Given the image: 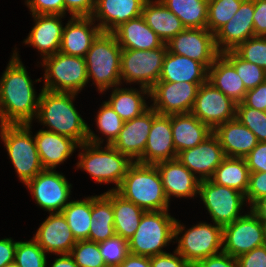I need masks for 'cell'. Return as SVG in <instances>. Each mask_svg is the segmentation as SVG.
Returning a JSON list of instances; mask_svg holds the SVG:
<instances>
[{
	"instance_id": "obj_1",
	"label": "cell",
	"mask_w": 266,
	"mask_h": 267,
	"mask_svg": "<svg viewBox=\"0 0 266 267\" xmlns=\"http://www.w3.org/2000/svg\"><path fill=\"white\" fill-rule=\"evenodd\" d=\"M0 79V108L7 124L32 123L38 113L37 97L26 67L14 50Z\"/></svg>"
},
{
	"instance_id": "obj_2",
	"label": "cell",
	"mask_w": 266,
	"mask_h": 267,
	"mask_svg": "<svg viewBox=\"0 0 266 267\" xmlns=\"http://www.w3.org/2000/svg\"><path fill=\"white\" fill-rule=\"evenodd\" d=\"M77 94L41 89L36 118L49 132L65 135L79 144L87 142L88 125L74 107Z\"/></svg>"
},
{
	"instance_id": "obj_3",
	"label": "cell",
	"mask_w": 266,
	"mask_h": 267,
	"mask_svg": "<svg viewBox=\"0 0 266 267\" xmlns=\"http://www.w3.org/2000/svg\"><path fill=\"white\" fill-rule=\"evenodd\" d=\"M103 141L88 126V139L79 145L82 151L78 155L80 159L76 166L89 173L97 183L115 184V188L110 190H116L134 161L112 145L101 147Z\"/></svg>"
},
{
	"instance_id": "obj_4",
	"label": "cell",
	"mask_w": 266,
	"mask_h": 267,
	"mask_svg": "<svg viewBox=\"0 0 266 267\" xmlns=\"http://www.w3.org/2000/svg\"><path fill=\"white\" fill-rule=\"evenodd\" d=\"M115 191L145 211L169 209L170 203L156 165L134 162Z\"/></svg>"
},
{
	"instance_id": "obj_5",
	"label": "cell",
	"mask_w": 266,
	"mask_h": 267,
	"mask_svg": "<svg viewBox=\"0 0 266 267\" xmlns=\"http://www.w3.org/2000/svg\"><path fill=\"white\" fill-rule=\"evenodd\" d=\"M121 53L115 35L103 31L88 50L85 56L88 81L93 80L99 93L121 86Z\"/></svg>"
},
{
	"instance_id": "obj_6",
	"label": "cell",
	"mask_w": 266,
	"mask_h": 267,
	"mask_svg": "<svg viewBox=\"0 0 266 267\" xmlns=\"http://www.w3.org/2000/svg\"><path fill=\"white\" fill-rule=\"evenodd\" d=\"M175 222L168 210L145 211L135 234L128 240L129 253L145 257L166 253L175 238Z\"/></svg>"
},
{
	"instance_id": "obj_7",
	"label": "cell",
	"mask_w": 266,
	"mask_h": 267,
	"mask_svg": "<svg viewBox=\"0 0 266 267\" xmlns=\"http://www.w3.org/2000/svg\"><path fill=\"white\" fill-rule=\"evenodd\" d=\"M31 124H8L0 134L15 172L23 184L44 170L35 139L31 135Z\"/></svg>"
},
{
	"instance_id": "obj_8",
	"label": "cell",
	"mask_w": 266,
	"mask_h": 267,
	"mask_svg": "<svg viewBox=\"0 0 266 267\" xmlns=\"http://www.w3.org/2000/svg\"><path fill=\"white\" fill-rule=\"evenodd\" d=\"M185 228L186 227L181 225L176 219L174 240L178 239V246L175 250L191 266L199 260L223 252V227L221 225L200 222L189 229L185 230ZM183 231L185 232L184 234H182ZM180 234H182V237L178 238Z\"/></svg>"
},
{
	"instance_id": "obj_9",
	"label": "cell",
	"mask_w": 266,
	"mask_h": 267,
	"mask_svg": "<svg viewBox=\"0 0 266 267\" xmlns=\"http://www.w3.org/2000/svg\"><path fill=\"white\" fill-rule=\"evenodd\" d=\"M41 64L45 68L42 89L77 94L89 82L83 57L57 52L44 58Z\"/></svg>"
},
{
	"instance_id": "obj_10",
	"label": "cell",
	"mask_w": 266,
	"mask_h": 267,
	"mask_svg": "<svg viewBox=\"0 0 266 267\" xmlns=\"http://www.w3.org/2000/svg\"><path fill=\"white\" fill-rule=\"evenodd\" d=\"M166 53L167 47L152 50L122 49L121 82H137L136 84L150 90L159 81Z\"/></svg>"
},
{
	"instance_id": "obj_11",
	"label": "cell",
	"mask_w": 266,
	"mask_h": 267,
	"mask_svg": "<svg viewBox=\"0 0 266 267\" xmlns=\"http://www.w3.org/2000/svg\"><path fill=\"white\" fill-rule=\"evenodd\" d=\"M198 195L215 224L223 227L242 216L240 210L246 198L236 189L218 185L211 179L202 180L199 183Z\"/></svg>"
},
{
	"instance_id": "obj_12",
	"label": "cell",
	"mask_w": 266,
	"mask_h": 267,
	"mask_svg": "<svg viewBox=\"0 0 266 267\" xmlns=\"http://www.w3.org/2000/svg\"><path fill=\"white\" fill-rule=\"evenodd\" d=\"M25 185L37 205L49 213L62 212L70 202L72 185L56 170L44 169Z\"/></svg>"
},
{
	"instance_id": "obj_13",
	"label": "cell",
	"mask_w": 266,
	"mask_h": 267,
	"mask_svg": "<svg viewBox=\"0 0 266 267\" xmlns=\"http://www.w3.org/2000/svg\"><path fill=\"white\" fill-rule=\"evenodd\" d=\"M222 245L223 252L235 258L264 245L263 226L258 216L250 209L233 223L223 226Z\"/></svg>"
},
{
	"instance_id": "obj_14",
	"label": "cell",
	"mask_w": 266,
	"mask_h": 267,
	"mask_svg": "<svg viewBox=\"0 0 266 267\" xmlns=\"http://www.w3.org/2000/svg\"><path fill=\"white\" fill-rule=\"evenodd\" d=\"M236 107L237 103L207 81L199 86L190 113L214 130L236 118Z\"/></svg>"
},
{
	"instance_id": "obj_15",
	"label": "cell",
	"mask_w": 266,
	"mask_h": 267,
	"mask_svg": "<svg viewBox=\"0 0 266 267\" xmlns=\"http://www.w3.org/2000/svg\"><path fill=\"white\" fill-rule=\"evenodd\" d=\"M201 83L158 81L150 89V105L158 114H187L191 112Z\"/></svg>"
},
{
	"instance_id": "obj_16",
	"label": "cell",
	"mask_w": 266,
	"mask_h": 267,
	"mask_svg": "<svg viewBox=\"0 0 266 267\" xmlns=\"http://www.w3.org/2000/svg\"><path fill=\"white\" fill-rule=\"evenodd\" d=\"M170 53L197 60L209 68L220 54L214 34L207 28H185L166 43Z\"/></svg>"
},
{
	"instance_id": "obj_17",
	"label": "cell",
	"mask_w": 266,
	"mask_h": 267,
	"mask_svg": "<svg viewBox=\"0 0 266 267\" xmlns=\"http://www.w3.org/2000/svg\"><path fill=\"white\" fill-rule=\"evenodd\" d=\"M225 157L223 148L214 134L197 146L177 154V159L200 181L211 179Z\"/></svg>"
},
{
	"instance_id": "obj_18",
	"label": "cell",
	"mask_w": 266,
	"mask_h": 267,
	"mask_svg": "<svg viewBox=\"0 0 266 267\" xmlns=\"http://www.w3.org/2000/svg\"><path fill=\"white\" fill-rule=\"evenodd\" d=\"M177 158L171 128V115L158 114L153 109V123L143 155L136 161L155 165L161 161Z\"/></svg>"
},
{
	"instance_id": "obj_19",
	"label": "cell",
	"mask_w": 266,
	"mask_h": 267,
	"mask_svg": "<svg viewBox=\"0 0 266 267\" xmlns=\"http://www.w3.org/2000/svg\"><path fill=\"white\" fill-rule=\"evenodd\" d=\"M253 15L254 0H244L234 16L214 34L219 53L235 50L255 36Z\"/></svg>"
},
{
	"instance_id": "obj_20",
	"label": "cell",
	"mask_w": 266,
	"mask_h": 267,
	"mask_svg": "<svg viewBox=\"0 0 266 267\" xmlns=\"http://www.w3.org/2000/svg\"><path fill=\"white\" fill-rule=\"evenodd\" d=\"M33 239L46 253L70 254L76 244L62 212L50 213L36 231Z\"/></svg>"
},
{
	"instance_id": "obj_21",
	"label": "cell",
	"mask_w": 266,
	"mask_h": 267,
	"mask_svg": "<svg viewBox=\"0 0 266 267\" xmlns=\"http://www.w3.org/2000/svg\"><path fill=\"white\" fill-rule=\"evenodd\" d=\"M152 123L153 108L150 106L140 116L124 121L112 146L136 162L144 153Z\"/></svg>"
},
{
	"instance_id": "obj_22",
	"label": "cell",
	"mask_w": 266,
	"mask_h": 267,
	"mask_svg": "<svg viewBox=\"0 0 266 267\" xmlns=\"http://www.w3.org/2000/svg\"><path fill=\"white\" fill-rule=\"evenodd\" d=\"M35 25L24 39V43L35 47L44 59L59 52L64 15L32 14Z\"/></svg>"
},
{
	"instance_id": "obj_23",
	"label": "cell",
	"mask_w": 266,
	"mask_h": 267,
	"mask_svg": "<svg viewBox=\"0 0 266 267\" xmlns=\"http://www.w3.org/2000/svg\"><path fill=\"white\" fill-rule=\"evenodd\" d=\"M162 178L168 201L171 196L189 198L198 195L200 180L177 158L155 164Z\"/></svg>"
},
{
	"instance_id": "obj_24",
	"label": "cell",
	"mask_w": 266,
	"mask_h": 267,
	"mask_svg": "<svg viewBox=\"0 0 266 267\" xmlns=\"http://www.w3.org/2000/svg\"><path fill=\"white\" fill-rule=\"evenodd\" d=\"M94 23L92 17H71L63 28L59 52L85 58L93 41L102 32Z\"/></svg>"
},
{
	"instance_id": "obj_25",
	"label": "cell",
	"mask_w": 266,
	"mask_h": 267,
	"mask_svg": "<svg viewBox=\"0 0 266 267\" xmlns=\"http://www.w3.org/2000/svg\"><path fill=\"white\" fill-rule=\"evenodd\" d=\"M146 0H96L93 20L103 32H113L121 24L142 15Z\"/></svg>"
},
{
	"instance_id": "obj_26",
	"label": "cell",
	"mask_w": 266,
	"mask_h": 267,
	"mask_svg": "<svg viewBox=\"0 0 266 267\" xmlns=\"http://www.w3.org/2000/svg\"><path fill=\"white\" fill-rule=\"evenodd\" d=\"M39 158L44 169L55 168L67 160L79 143L65 135L39 130L34 136Z\"/></svg>"
},
{
	"instance_id": "obj_27",
	"label": "cell",
	"mask_w": 266,
	"mask_h": 267,
	"mask_svg": "<svg viewBox=\"0 0 266 267\" xmlns=\"http://www.w3.org/2000/svg\"><path fill=\"white\" fill-rule=\"evenodd\" d=\"M227 157L245 158L257 145L256 136L236 118L213 130Z\"/></svg>"
},
{
	"instance_id": "obj_28",
	"label": "cell",
	"mask_w": 266,
	"mask_h": 267,
	"mask_svg": "<svg viewBox=\"0 0 266 267\" xmlns=\"http://www.w3.org/2000/svg\"><path fill=\"white\" fill-rule=\"evenodd\" d=\"M159 81L204 84L208 81V68L197 60L167 50Z\"/></svg>"
},
{
	"instance_id": "obj_29",
	"label": "cell",
	"mask_w": 266,
	"mask_h": 267,
	"mask_svg": "<svg viewBox=\"0 0 266 267\" xmlns=\"http://www.w3.org/2000/svg\"><path fill=\"white\" fill-rule=\"evenodd\" d=\"M112 33L122 49L152 50L167 47L142 16L121 24Z\"/></svg>"
},
{
	"instance_id": "obj_30",
	"label": "cell",
	"mask_w": 266,
	"mask_h": 267,
	"mask_svg": "<svg viewBox=\"0 0 266 267\" xmlns=\"http://www.w3.org/2000/svg\"><path fill=\"white\" fill-rule=\"evenodd\" d=\"M171 128L177 154L193 148L213 134V130L191 113L172 114Z\"/></svg>"
},
{
	"instance_id": "obj_31",
	"label": "cell",
	"mask_w": 266,
	"mask_h": 267,
	"mask_svg": "<svg viewBox=\"0 0 266 267\" xmlns=\"http://www.w3.org/2000/svg\"><path fill=\"white\" fill-rule=\"evenodd\" d=\"M141 16L164 44L185 29L181 20L161 0H146Z\"/></svg>"
},
{
	"instance_id": "obj_32",
	"label": "cell",
	"mask_w": 266,
	"mask_h": 267,
	"mask_svg": "<svg viewBox=\"0 0 266 267\" xmlns=\"http://www.w3.org/2000/svg\"><path fill=\"white\" fill-rule=\"evenodd\" d=\"M208 81L237 104L247 92L234 66L221 53L208 68Z\"/></svg>"
},
{
	"instance_id": "obj_33",
	"label": "cell",
	"mask_w": 266,
	"mask_h": 267,
	"mask_svg": "<svg viewBox=\"0 0 266 267\" xmlns=\"http://www.w3.org/2000/svg\"><path fill=\"white\" fill-rule=\"evenodd\" d=\"M103 194L112 202L115 234L128 241L135 234L145 210L124 199L115 190Z\"/></svg>"
},
{
	"instance_id": "obj_34",
	"label": "cell",
	"mask_w": 266,
	"mask_h": 267,
	"mask_svg": "<svg viewBox=\"0 0 266 267\" xmlns=\"http://www.w3.org/2000/svg\"><path fill=\"white\" fill-rule=\"evenodd\" d=\"M119 88L114 87L110 99L106 101L123 121L132 120L145 112L149 106L146 103L145 95L150 97V90L145 87Z\"/></svg>"
},
{
	"instance_id": "obj_35",
	"label": "cell",
	"mask_w": 266,
	"mask_h": 267,
	"mask_svg": "<svg viewBox=\"0 0 266 267\" xmlns=\"http://www.w3.org/2000/svg\"><path fill=\"white\" fill-rule=\"evenodd\" d=\"M91 220L89 241L99 243L116 235L112 202L104 194L91 196Z\"/></svg>"
},
{
	"instance_id": "obj_36",
	"label": "cell",
	"mask_w": 266,
	"mask_h": 267,
	"mask_svg": "<svg viewBox=\"0 0 266 267\" xmlns=\"http://www.w3.org/2000/svg\"><path fill=\"white\" fill-rule=\"evenodd\" d=\"M249 169L244 158L225 157L216 168L211 180L221 186L230 187L246 194Z\"/></svg>"
},
{
	"instance_id": "obj_37",
	"label": "cell",
	"mask_w": 266,
	"mask_h": 267,
	"mask_svg": "<svg viewBox=\"0 0 266 267\" xmlns=\"http://www.w3.org/2000/svg\"><path fill=\"white\" fill-rule=\"evenodd\" d=\"M185 28H206L208 0H161Z\"/></svg>"
},
{
	"instance_id": "obj_38",
	"label": "cell",
	"mask_w": 266,
	"mask_h": 267,
	"mask_svg": "<svg viewBox=\"0 0 266 267\" xmlns=\"http://www.w3.org/2000/svg\"><path fill=\"white\" fill-rule=\"evenodd\" d=\"M76 241L89 240L91 220V197L71 200L62 210Z\"/></svg>"
},
{
	"instance_id": "obj_39",
	"label": "cell",
	"mask_w": 266,
	"mask_h": 267,
	"mask_svg": "<svg viewBox=\"0 0 266 267\" xmlns=\"http://www.w3.org/2000/svg\"><path fill=\"white\" fill-rule=\"evenodd\" d=\"M221 54L234 66L247 91L266 81L265 69L242 59L234 50Z\"/></svg>"
},
{
	"instance_id": "obj_40",
	"label": "cell",
	"mask_w": 266,
	"mask_h": 267,
	"mask_svg": "<svg viewBox=\"0 0 266 267\" xmlns=\"http://www.w3.org/2000/svg\"><path fill=\"white\" fill-rule=\"evenodd\" d=\"M244 0H208L207 29L215 34L238 11Z\"/></svg>"
},
{
	"instance_id": "obj_41",
	"label": "cell",
	"mask_w": 266,
	"mask_h": 267,
	"mask_svg": "<svg viewBox=\"0 0 266 267\" xmlns=\"http://www.w3.org/2000/svg\"><path fill=\"white\" fill-rule=\"evenodd\" d=\"M95 117L100 133L106 136V145H112L119 136L124 121L106 101L103 102Z\"/></svg>"
},
{
	"instance_id": "obj_42",
	"label": "cell",
	"mask_w": 266,
	"mask_h": 267,
	"mask_svg": "<svg viewBox=\"0 0 266 267\" xmlns=\"http://www.w3.org/2000/svg\"><path fill=\"white\" fill-rule=\"evenodd\" d=\"M236 119L245 125L257 138L258 142H266V111L237 104Z\"/></svg>"
},
{
	"instance_id": "obj_43",
	"label": "cell",
	"mask_w": 266,
	"mask_h": 267,
	"mask_svg": "<svg viewBox=\"0 0 266 267\" xmlns=\"http://www.w3.org/2000/svg\"><path fill=\"white\" fill-rule=\"evenodd\" d=\"M46 252L32 238L29 241H17L14 261L20 267H46Z\"/></svg>"
},
{
	"instance_id": "obj_44",
	"label": "cell",
	"mask_w": 266,
	"mask_h": 267,
	"mask_svg": "<svg viewBox=\"0 0 266 267\" xmlns=\"http://www.w3.org/2000/svg\"><path fill=\"white\" fill-rule=\"evenodd\" d=\"M70 255L79 267H107L97 242L79 240L72 247Z\"/></svg>"
},
{
	"instance_id": "obj_45",
	"label": "cell",
	"mask_w": 266,
	"mask_h": 267,
	"mask_svg": "<svg viewBox=\"0 0 266 267\" xmlns=\"http://www.w3.org/2000/svg\"><path fill=\"white\" fill-rule=\"evenodd\" d=\"M99 250L107 267H118L130 254L128 241L117 235L99 242Z\"/></svg>"
},
{
	"instance_id": "obj_46",
	"label": "cell",
	"mask_w": 266,
	"mask_h": 267,
	"mask_svg": "<svg viewBox=\"0 0 266 267\" xmlns=\"http://www.w3.org/2000/svg\"><path fill=\"white\" fill-rule=\"evenodd\" d=\"M242 59L266 70V36H253L234 50Z\"/></svg>"
},
{
	"instance_id": "obj_47",
	"label": "cell",
	"mask_w": 266,
	"mask_h": 267,
	"mask_svg": "<svg viewBox=\"0 0 266 267\" xmlns=\"http://www.w3.org/2000/svg\"><path fill=\"white\" fill-rule=\"evenodd\" d=\"M266 197V172H250L248 188L245 194L250 208L260 199Z\"/></svg>"
},
{
	"instance_id": "obj_48",
	"label": "cell",
	"mask_w": 266,
	"mask_h": 267,
	"mask_svg": "<svg viewBox=\"0 0 266 267\" xmlns=\"http://www.w3.org/2000/svg\"><path fill=\"white\" fill-rule=\"evenodd\" d=\"M32 14H52L65 16L64 0H26Z\"/></svg>"
},
{
	"instance_id": "obj_49",
	"label": "cell",
	"mask_w": 266,
	"mask_h": 267,
	"mask_svg": "<svg viewBox=\"0 0 266 267\" xmlns=\"http://www.w3.org/2000/svg\"><path fill=\"white\" fill-rule=\"evenodd\" d=\"M244 159L249 172H266V142H258Z\"/></svg>"
},
{
	"instance_id": "obj_50",
	"label": "cell",
	"mask_w": 266,
	"mask_h": 267,
	"mask_svg": "<svg viewBox=\"0 0 266 267\" xmlns=\"http://www.w3.org/2000/svg\"><path fill=\"white\" fill-rule=\"evenodd\" d=\"M236 259L238 267H266V245L256 247Z\"/></svg>"
},
{
	"instance_id": "obj_51",
	"label": "cell",
	"mask_w": 266,
	"mask_h": 267,
	"mask_svg": "<svg viewBox=\"0 0 266 267\" xmlns=\"http://www.w3.org/2000/svg\"><path fill=\"white\" fill-rule=\"evenodd\" d=\"M242 103L250 108L266 111V81L248 90Z\"/></svg>"
},
{
	"instance_id": "obj_52",
	"label": "cell",
	"mask_w": 266,
	"mask_h": 267,
	"mask_svg": "<svg viewBox=\"0 0 266 267\" xmlns=\"http://www.w3.org/2000/svg\"><path fill=\"white\" fill-rule=\"evenodd\" d=\"M64 4L71 17H91L96 0H64Z\"/></svg>"
},
{
	"instance_id": "obj_53",
	"label": "cell",
	"mask_w": 266,
	"mask_h": 267,
	"mask_svg": "<svg viewBox=\"0 0 266 267\" xmlns=\"http://www.w3.org/2000/svg\"><path fill=\"white\" fill-rule=\"evenodd\" d=\"M151 267H192L176 250L150 257Z\"/></svg>"
},
{
	"instance_id": "obj_54",
	"label": "cell",
	"mask_w": 266,
	"mask_h": 267,
	"mask_svg": "<svg viewBox=\"0 0 266 267\" xmlns=\"http://www.w3.org/2000/svg\"><path fill=\"white\" fill-rule=\"evenodd\" d=\"M192 267H238L237 259L224 252L199 260Z\"/></svg>"
},
{
	"instance_id": "obj_55",
	"label": "cell",
	"mask_w": 266,
	"mask_h": 267,
	"mask_svg": "<svg viewBox=\"0 0 266 267\" xmlns=\"http://www.w3.org/2000/svg\"><path fill=\"white\" fill-rule=\"evenodd\" d=\"M253 25L255 36H266V0H254Z\"/></svg>"
},
{
	"instance_id": "obj_56",
	"label": "cell",
	"mask_w": 266,
	"mask_h": 267,
	"mask_svg": "<svg viewBox=\"0 0 266 267\" xmlns=\"http://www.w3.org/2000/svg\"><path fill=\"white\" fill-rule=\"evenodd\" d=\"M17 242L11 238L0 239V267L14 262Z\"/></svg>"
},
{
	"instance_id": "obj_57",
	"label": "cell",
	"mask_w": 266,
	"mask_h": 267,
	"mask_svg": "<svg viewBox=\"0 0 266 267\" xmlns=\"http://www.w3.org/2000/svg\"><path fill=\"white\" fill-rule=\"evenodd\" d=\"M118 267H151L150 257L129 254Z\"/></svg>"
},
{
	"instance_id": "obj_58",
	"label": "cell",
	"mask_w": 266,
	"mask_h": 267,
	"mask_svg": "<svg viewBox=\"0 0 266 267\" xmlns=\"http://www.w3.org/2000/svg\"><path fill=\"white\" fill-rule=\"evenodd\" d=\"M51 267H79L70 254H59Z\"/></svg>"
},
{
	"instance_id": "obj_59",
	"label": "cell",
	"mask_w": 266,
	"mask_h": 267,
	"mask_svg": "<svg viewBox=\"0 0 266 267\" xmlns=\"http://www.w3.org/2000/svg\"><path fill=\"white\" fill-rule=\"evenodd\" d=\"M251 210L258 216L261 222H266V197L257 201Z\"/></svg>"
},
{
	"instance_id": "obj_60",
	"label": "cell",
	"mask_w": 266,
	"mask_h": 267,
	"mask_svg": "<svg viewBox=\"0 0 266 267\" xmlns=\"http://www.w3.org/2000/svg\"><path fill=\"white\" fill-rule=\"evenodd\" d=\"M8 124L6 123V121L3 118L2 112H1V108H0V134L3 132L4 128L7 126Z\"/></svg>"
},
{
	"instance_id": "obj_61",
	"label": "cell",
	"mask_w": 266,
	"mask_h": 267,
	"mask_svg": "<svg viewBox=\"0 0 266 267\" xmlns=\"http://www.w3.org/2000/svg\"><path fill=\"white\" fill-rule=\"evenodd\" d=\"M262 226H263L264 245H266V222H262Z\"/></svg>"
},
{
	"instance_id": "obj_62",
	"label": "cell",
	"mask_w": 266,
	"mask_h": 267,
	"mask_svg": "<svg viewBox=\"0 0 266 267\" xmlns=\"http://www.w3.org/2000/svg\"><path fill=\"white\" fill-rule=\"evenodd\" d=\"M4 267H20L15 261L5 265Z\"/></svg>"
}]
</instances>
